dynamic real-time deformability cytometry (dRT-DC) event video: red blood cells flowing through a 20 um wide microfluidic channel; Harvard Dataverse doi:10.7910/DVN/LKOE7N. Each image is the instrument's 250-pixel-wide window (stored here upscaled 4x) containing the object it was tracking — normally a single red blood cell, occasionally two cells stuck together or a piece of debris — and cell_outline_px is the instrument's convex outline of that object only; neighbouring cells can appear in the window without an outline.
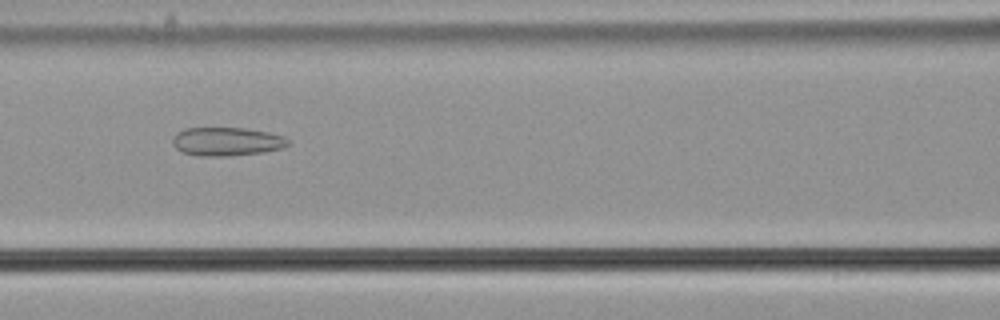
{"species": "common noctule bat (a hibernating species)", "species_latin": "Nyctalus noctula", "temperature_condition": "cold", "stored_images_in_passage": 44, "camera_frame_rate_fps": 3000, "um_per_image_px": 0.085, "animal": {"sex": "male", "body_mass_g": 21.5, "forearm_length_mm": 52.0}, "frame": {"image": 1, "passage_image": 13, "time_ms": 4.0, "image_size_px": [1000, 320], "cell_outline_px": [[292, 144], [284, 148], [264, 152], [228, 156], [200, 156], [184, 152], [176, 148], [172, 144], [172, 136], [176, 132], [184, 128], [244, 128], [268, 132], [284, 136]], "centroid_in_image_um": [19.29, 12.03], "position_along_channel_um": 147.3, "area_um2": 19.42}}
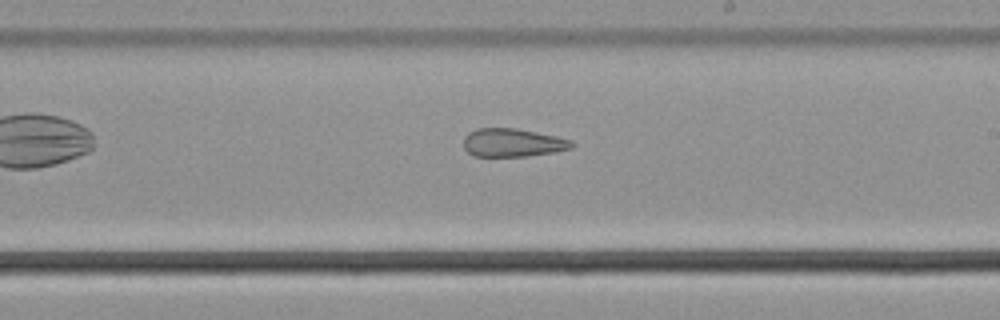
{"frame": {"image": 2, "passage_image": 21, "time_ms": 6.667, "image_size_px": [1000, 320], "cell_outline_px": [[576, 144], [572, 148], [552, 152], [524, 156], [472, 156], [464, 148], [464, 136], [468, 132], [476, 128], [516, 128], [556, 136], [572, 140]], "centroid_in_image_um": [43.56, 12.12], "position_along_channel_um": 245.4, "area_um2": 17.86}}
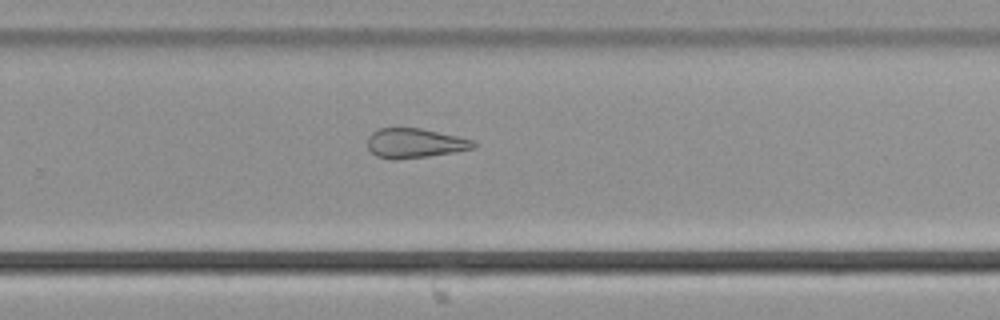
{"frame": {"image": 3, "passage_image": 25, "time_ms": 8.0, "image_size_px": [1000, 320], "cell_outline_px": [[476, 148], [456, 152], [428, 156], [396, 160], [392, 160], [376, 156], [368, 148], [368, 136], [372, 132], [380, 128], [420, 128], [456, 136], [472, 140], [476, 144]], "centroid_in_image_um": [35.24, 12.18], "position_along_channel_um": 294.6, "area_um2": 18.26}, "authors_computed_cell_mechanics": {"area_um2": 21.1259, "velocity_mm_per_s": 3.6897, "shape_relaxation_time_tau1_ms": null, "shape_relaxation_time_tau2_ms": 4.1819, "deformation_change_tau1": null, "deformation_change_tau2": 0.135}}